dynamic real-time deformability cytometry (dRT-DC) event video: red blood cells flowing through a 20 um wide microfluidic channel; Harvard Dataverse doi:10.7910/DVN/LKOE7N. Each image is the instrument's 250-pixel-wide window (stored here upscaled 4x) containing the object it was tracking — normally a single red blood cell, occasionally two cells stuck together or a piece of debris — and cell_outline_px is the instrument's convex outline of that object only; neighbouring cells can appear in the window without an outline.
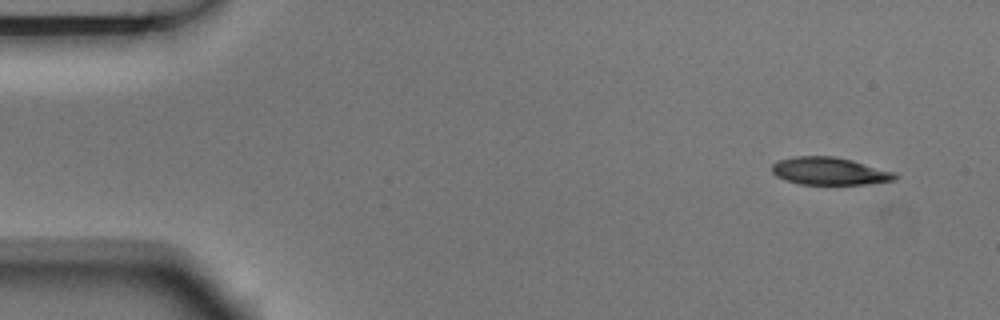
{"species": "Egyptian fruit bat (a non-hibernating species)", "species_latin": "Rousettus aegyptiacus", "temperature_condition": "room temperature", "stored_images_in_passage": 4, "camera_frame_rate_fps": 3000, "um_per_image_px": 0.085, "animal": {"sex": "male"}, "frame": {"image": 1, "passage_image": 1, "time_ms": 0.0, "image_size_px": [1000, 320], "cell_outline_px": [[900, 176], [896, 180], [868, 184], [800, 184], [784, 180], [776, 176], [772, 172], [772, 164], [780, 160], [796, 156], [836, 156], [852, 160], [896, 172]], "centroid_in_image_um": [70.55, 14.55], "position_along_channel_um": 14.5, "area_um2": 19.94}}
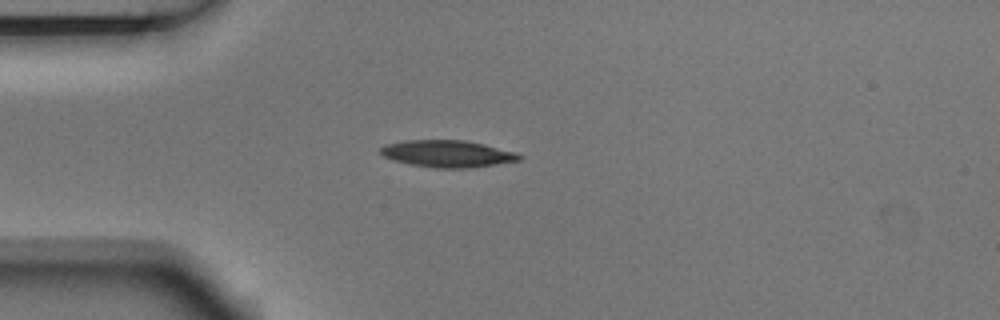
{"frame": {"image": 2, "passage_image": 4, "time_ms": 1.0, "image_size_px": [1000, 320], "cell_outline_px": [[524, 156], [520, 160], [496, 164], [468, 168], [436, 168], [408, 164], [392, 160], [380, 156], [380, 148], [384, 144], [404, 140], [464, 140], [484, 144], [516, 152]], "centroid_in_image_um": [37.99, 13.06], "position_along_channel_um": 47.0, "area_um2": 22.02}}